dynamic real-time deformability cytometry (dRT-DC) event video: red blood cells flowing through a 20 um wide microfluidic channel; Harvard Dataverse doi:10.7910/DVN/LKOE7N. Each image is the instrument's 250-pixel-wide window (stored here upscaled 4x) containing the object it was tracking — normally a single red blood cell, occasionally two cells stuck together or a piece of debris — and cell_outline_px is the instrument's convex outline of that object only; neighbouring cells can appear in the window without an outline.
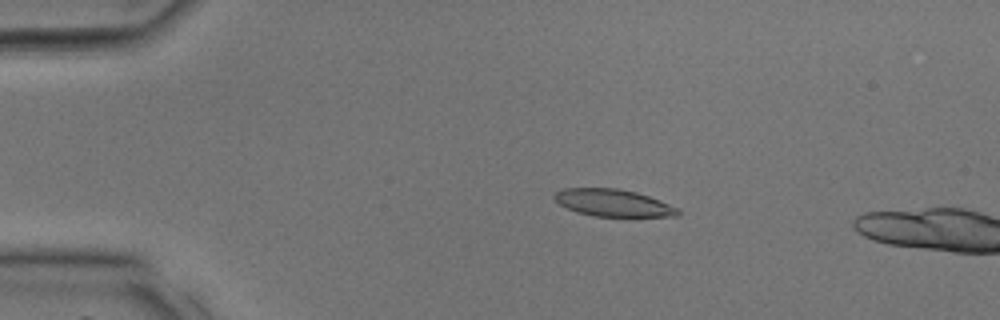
{"species": "common noctule bat (a hibernating species)", "species_latin": "Nyctalus noctula", "temperature_condition": "room temperature", "stored_images_in_passage": 9, "camera_frame_rate_fps": 3000, "um_per_image_px": 0.085, "animal": {"sex": "male", "body_mass_g": 17.9, "forearm_length_mm": 54.2}, "frame": {"image": 1, "passage_image": 7, "time_ms": 2.0, "image_size_px": [1000, 320], "cell_outline_px": [[680, 212], [676, 216], [596, 216], [576, 212], [560, 204], [552, 196], [556, 192], [564, 188], [620, 188], [636, 192], [660, 200], [680, 208]], "centroid_in_image_um": [52.13, 17.23], "position_along_channel_um": 32.9, "area_um2": 19.48}}